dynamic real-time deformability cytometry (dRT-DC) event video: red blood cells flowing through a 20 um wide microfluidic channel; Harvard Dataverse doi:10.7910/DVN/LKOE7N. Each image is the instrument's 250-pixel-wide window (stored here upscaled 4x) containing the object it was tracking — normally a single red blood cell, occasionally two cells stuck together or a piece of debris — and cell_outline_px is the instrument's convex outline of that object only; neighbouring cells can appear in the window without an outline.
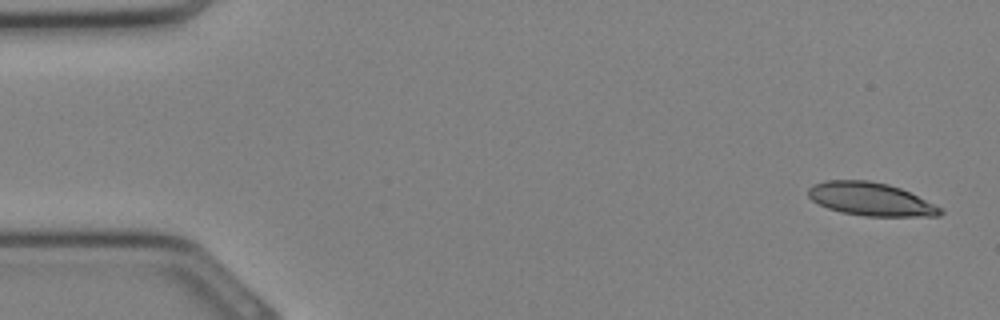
{"species": "Egyptian fruit bat (a non-hibernating species)", "species_latin": "Rousettus aegyptiacus", "temperature_condition": "cold", "stored_images_in_passage": 9, "camera_frame_rate_fps": 3000, "um_per_image_px": 0.085, "animal": {"sex": "female"}, "frame": {"image": 1, "passage_image": 1, "time_ms": 0.0, "image_size_px": [1000, 320], "cell_outline_px": [[944, 212], [940, 216], [864, 216], [844, 212], [828, 208], [812, 200], [808, 196], [808, 188], [812, 184], [824, 180], [868, 180], [888, 184], [900, 188], [944, 208]], "centroid_in_image_um": [74.02, 16.92], "position_along_channel_um": 11.0, "area_um2": 25.55}}